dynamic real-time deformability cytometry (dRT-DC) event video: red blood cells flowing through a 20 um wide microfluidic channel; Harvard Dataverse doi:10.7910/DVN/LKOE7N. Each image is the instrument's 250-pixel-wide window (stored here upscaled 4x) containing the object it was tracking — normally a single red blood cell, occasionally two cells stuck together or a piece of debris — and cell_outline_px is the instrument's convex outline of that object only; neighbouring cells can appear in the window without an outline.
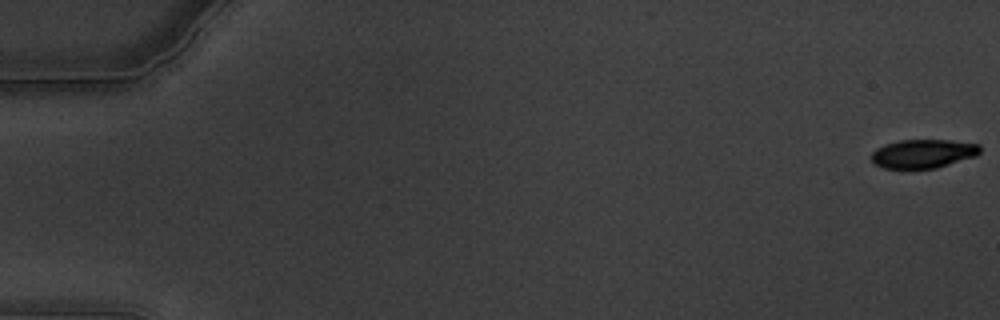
{"species": "common noctule bat (a hibernating species)", "species_latin": "Nyctalus noctula", "temperature_condition": "warm", "stored_images_in_passage": 62, "camera_frame_rate_fps": 3000, "um_per_image_px": 0.085, "animal": {"sex": "male", "body_mass_g": 19.5, "forearm_length_mm": 54.6}, "frame": {"image": 1, "passage_image": 1, "time_ms": 0.0, "image_size_px": [1000, 320], "cell_outline_px": [[980, 152], [976, 156], [936, 168], [908, 172], [884, 168], [872, 164], [872, 152], [876, 148], [884, 144], [900, 140], [948, 140], [980, 144]], "centroid_in_image_um": [78.4, 13.11], "position_along_channel_um": 6.6, "area_um2": 18.96}}
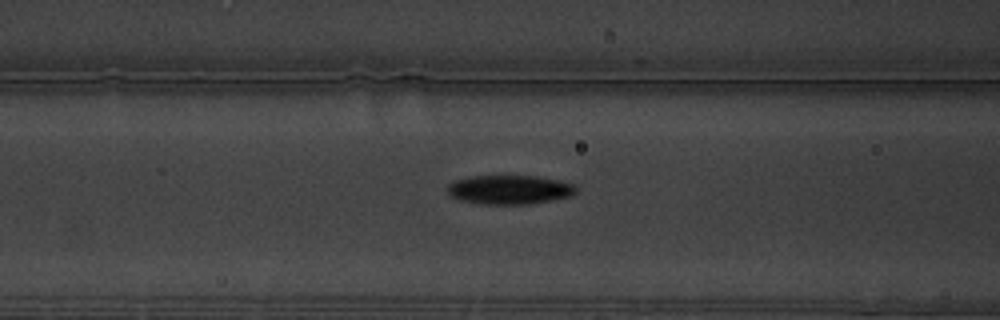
{"frame": {"image": 2, "passage_image": 26, "time_ms": 8.333, "image_size_px": [1000, 320], "cell_outline_px": [[576, 192], [572, 196], [528, 204], [480, 204], [460, 200], [452, 196], [448, 192], [448, 184], [456, 180], [472, 176], [536, 176], [556, 180], [572, 184], [576, 188]], "centroid_in_image_um": [43.29, 16.12], "position_along_channel_um": 123.3, "area_um2": 21.56}}
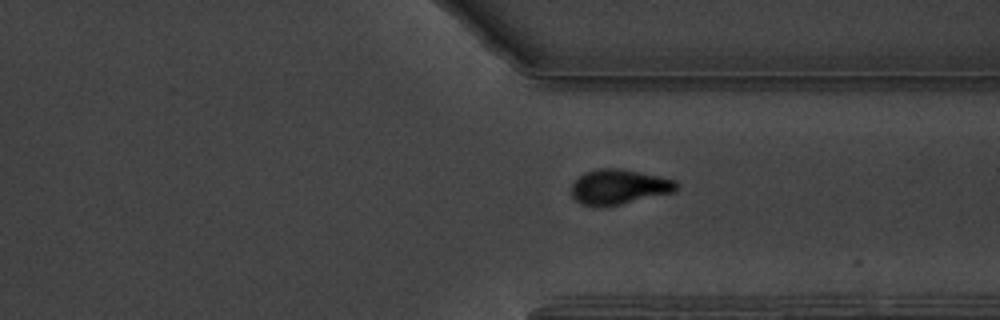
{"frame": {"image": 3, "passage_image": 47, "time_ms": 15.333, "image_size_px": [1000, 320], "cell_outline_px": [[676, 192], [620, 204], [596, 208], [584, 204], [576, 200], [572, 196], [572, 184], [584, 172], [596, 168], [620, 168], [676, 180]], "centroid_in_image_um": [52.59, 15.89], "position_along_channel_um": 358.8, "area_um2": 21.39}, "authors_computed_cell_mechanics": {"area_um2": 21.0103, "velocity_mm_per_s": 3.3677, "shape_relaxation_time_tau1_ms": 3.1117, "shape_relaxation_time_tau2_ms": 5.3916, "deformation_change_tau1": 0.1524, "deformation_change_tau2": 0.1089}}